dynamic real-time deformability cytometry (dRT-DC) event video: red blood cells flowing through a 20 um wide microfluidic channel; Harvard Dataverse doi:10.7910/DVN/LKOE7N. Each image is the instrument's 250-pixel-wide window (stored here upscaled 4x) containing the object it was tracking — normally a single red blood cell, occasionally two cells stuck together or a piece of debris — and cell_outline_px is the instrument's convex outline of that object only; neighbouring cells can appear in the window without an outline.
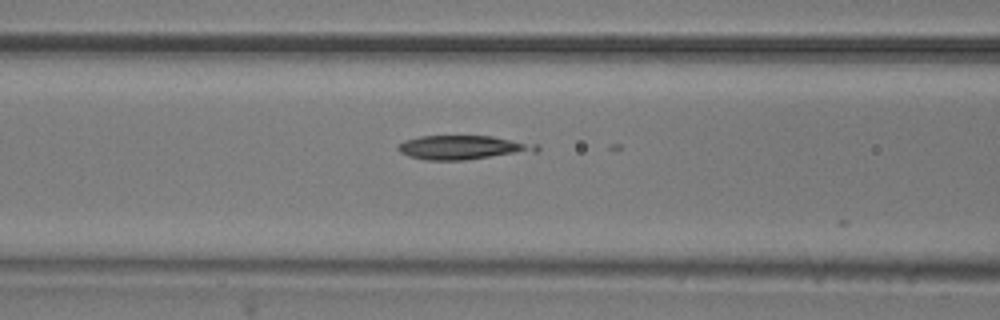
{"species": "common noctule bat (a hibernating species)", "species_latin": "Nyctalus noctula", "temperature_condition": "room temperature", "stored_images_in_passage": 8, "camera_frame_rate_fps": 3000, "um_per_image_px": 0.085, "animal": {"sex": "male", "body_mass_g": 20.5, "forearm_length_mm": 52.5}, "frame": {"image": 1, "passage_image": 5, "time_ms": 1.333, "image_size_px": [1000, 320], "cell_outline_px": [[540, 148], [536, 152], [464, 160], [428, 160], [408, 156], [400, 152], [396, 148], [404, 140], [420, 136], [492, 136], [540, 144]], "centroid_in_image_um": [39.41, 12.53], "position_along_channel_um": 127.2, "area_um2": 19.59}}